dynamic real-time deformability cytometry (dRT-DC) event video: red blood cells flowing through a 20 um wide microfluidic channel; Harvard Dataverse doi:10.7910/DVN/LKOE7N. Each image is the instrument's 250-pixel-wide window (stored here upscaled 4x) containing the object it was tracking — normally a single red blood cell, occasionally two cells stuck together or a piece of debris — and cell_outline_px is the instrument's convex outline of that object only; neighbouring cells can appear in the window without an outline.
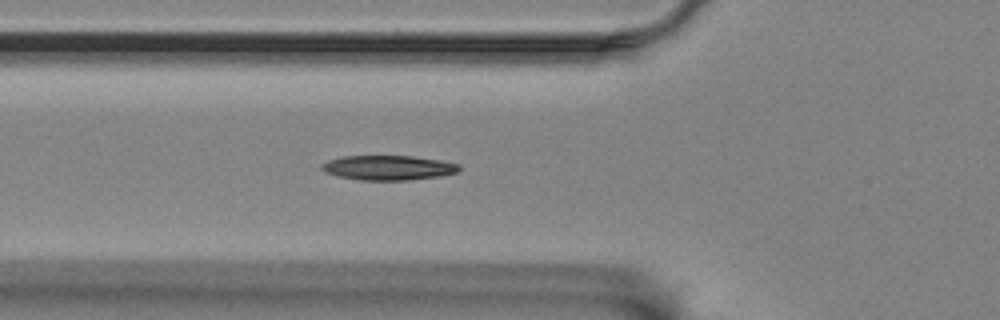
{"species": "Egyptian fruit bat (a non-hibernating species)", "species_latin": "Rousettus aegyptiacus", "temperature_condition": "room temperature", "stored_images_in_passage": 14, "camera_frame_rate_fps": 3000, "um_per_image_px": 0.085, "animal": {"sex": "female"}, "frame": {"image": 1, "passage_image": 9, "time_ms": 2.667, "image_size_px": [1000, 320], "cell_outline_px": [[460, 168], [456, 172], [440, 176], [412, 180], [360, 180], [336, 176], [324, 172], [320, 168], [320, 164], [328, 160], [344, 156], [412, 156], [440, 160], [460, 164]], "centroid_in_image_um": [32.97, 14.26], "position_along_channel_um": 92.8, "area_um2": 19.88}}